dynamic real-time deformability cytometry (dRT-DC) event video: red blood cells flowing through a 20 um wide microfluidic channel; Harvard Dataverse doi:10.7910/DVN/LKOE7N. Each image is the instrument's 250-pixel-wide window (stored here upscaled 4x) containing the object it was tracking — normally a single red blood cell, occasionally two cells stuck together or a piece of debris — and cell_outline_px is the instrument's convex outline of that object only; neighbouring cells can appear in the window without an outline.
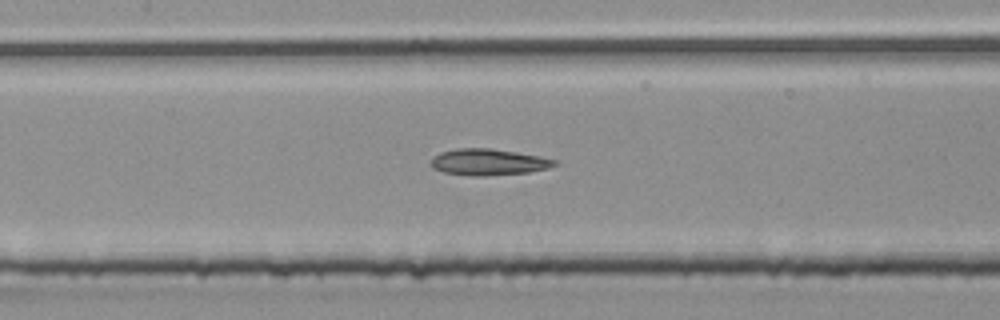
{"species": "common noctule bat (a hibernating species)", "species_latin": "Nyctalus noctula", "temperature_condition": "room temperature", "stored_images_in_passage": 56, "segment_of_instrument_passage": [2, 3], "camera_frame_rate_fps": 3000, "um_per_image_px": 0.085, "animal": {"sex": "male", "body_mass_g": 20.4}, "frame": {"image": 1, "passage_image": 26, "time_ms": 8.333, "image_size_px": [1000, 320], "cell_outline_px": [[560, 164], [548, 168], [528, 172], [484, 176], [472, 176], [444, 172], [432, 168], [432, 160], [440, 152], [456, 148], [488, 148], [516, 152], [560, 160]], "centroid_in_image_um": [41.57, 13.77], "position_along_channel_um": 165.8, "area_um2": 18.96}}
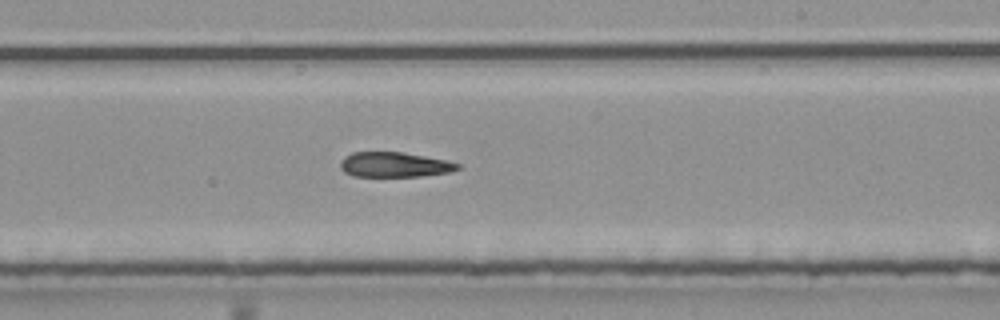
{"frame": {"image": 2, "passage_image": 33, "time_ms": 10.667, "image_size_px": [1000, 320], "cell_outline_px": [[460, 168], [452, 172], [420, 176], [356, 176], [344, 172], [340, 168], [340, 160], [344, 156], [352, 152], [400, 152], [424, 156], [444, 160], [460, 164]], "centroid_in_image_um": [33.5, 13.99], "position_along_channel_um": 255.5, "area_um2": 16.99}}
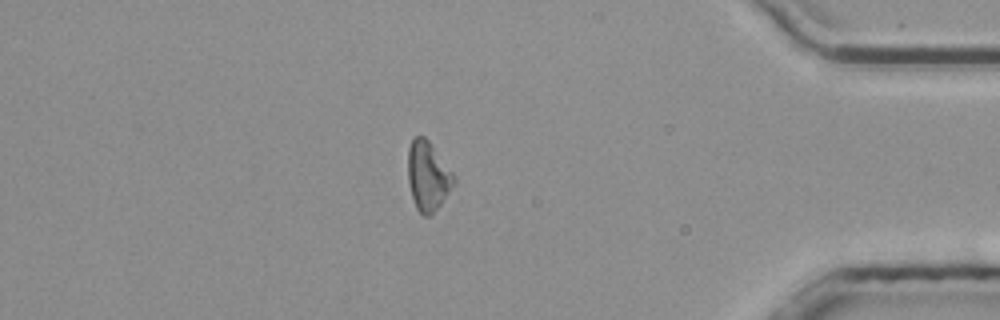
{"frame": {"image": 3, "passage_image": 47, "time_ms": 15.333, "image_size_px": [1000, 320], "cell_outline_px": [[456, 184], [432, 216], [424, 216], [416, 208], [412, 196], [408, 180], [408, 148], [412, 140], [416, 136], [424, 136], [428, 140], [456, 176]], "centroid_in_image_um": [36.4, 14.99], "position_along_channel_um": 398.8, "area_um2": 18.73}}